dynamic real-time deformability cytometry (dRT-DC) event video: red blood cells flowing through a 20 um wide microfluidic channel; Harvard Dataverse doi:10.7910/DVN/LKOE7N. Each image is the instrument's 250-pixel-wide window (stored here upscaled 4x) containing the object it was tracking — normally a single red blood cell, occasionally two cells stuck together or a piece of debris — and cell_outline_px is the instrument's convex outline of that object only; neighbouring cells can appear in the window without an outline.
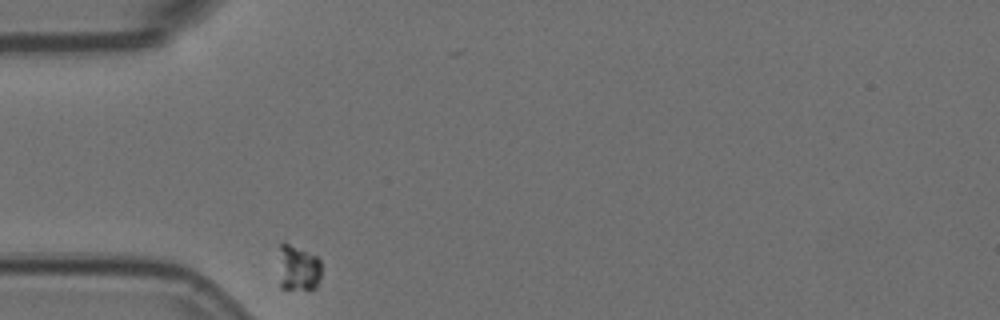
{"species": "Egyptian fruit bat (a non-hibernating species)", "species_latin": "Rousettus aegyptiacus", "temperature_condition": "room temperature", "stored_images_in_passage": 2, "camera_frame_rate_fps": 3000, "um_per_image_px": 0.085, "animal": {"sex": "female"}, "frame": {"image": 1, "passage_image": 1, "time_ms": 0.0, "image_size_px": [1000, 320], "cell_outline_px": [[320, 280], [316, 288], [280, 288], [280, 244], [288, 244], [316, 256], [320, 260]], "centroid_in_image_um": [25.36, 22.81], "position_along_channel_um": 59.6, "area_um2": 10.98}}